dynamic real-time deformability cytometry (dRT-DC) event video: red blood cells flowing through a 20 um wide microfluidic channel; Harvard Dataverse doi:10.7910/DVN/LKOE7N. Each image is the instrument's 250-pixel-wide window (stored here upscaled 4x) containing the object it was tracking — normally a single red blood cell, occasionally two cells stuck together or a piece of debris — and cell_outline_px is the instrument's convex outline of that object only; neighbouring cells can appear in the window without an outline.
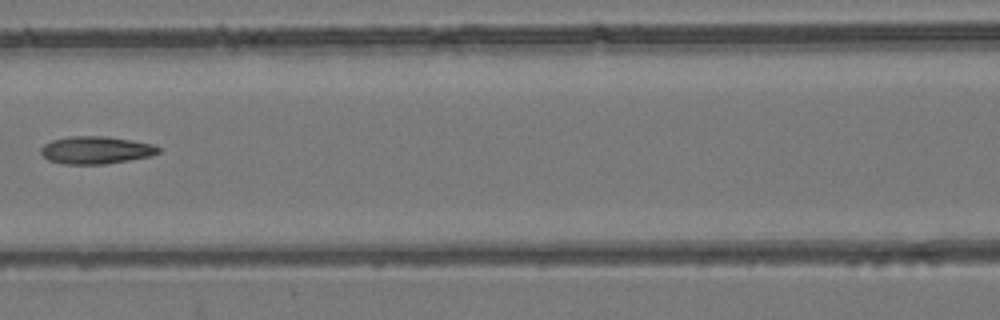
{"species": "common noctule bat (a hibernating species)", "species_latin": "Nyctalus noctula", "temperature_condition": "room temperature", "stored_images_in_passage": 7, "camera_frame_rate_fps": 3000, "um_per_image_px": 0.085, "animal": {"sex": "female", "body_mass_g": 24.6, "forearm_length_mm": 56.2}, "frame": {"image": 1, "passage_image": 6, "time_ms": 7.0, "image_size_px": [1000, 320], "cell_outline_px": [[160, 152], [152, 156], [104, 164], [64, 164], [48, 160], [40, 152], [40, 148], [44, 144], [52, 140], [68, 136], [104, 136], [132, 140], [152, 144], [160, 148]], "centroid_in_image_um": [8.14, 12.75], "position_along_channel_um": 158.5, "area_um2": 18.9}}
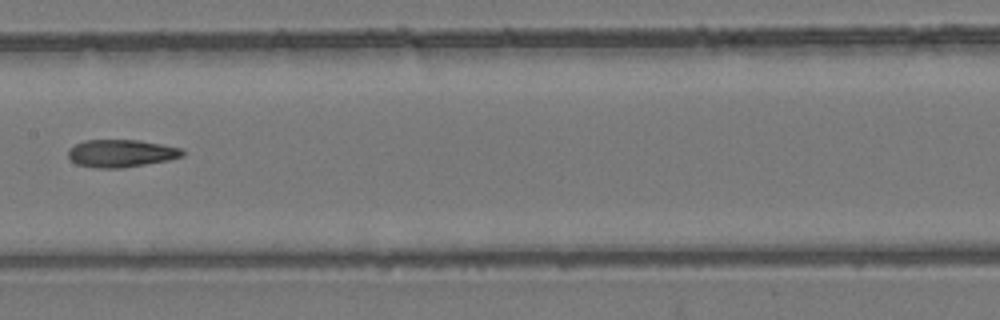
{"frame": {"image": 2, "passage_image": 7, "time_ms": 8.0, "image_size_px": [1000, 320], "cell_outline_px": [[184, 156], [168, 160], [120, 168], [96, 168], [76, 164], [68, 156], [68, 148], [84, 140], [140, 140], [180, 148], [184, 152]], "centroid_in_image_um": [10.27, 13.03], "position_along_channel_um": 197.1, "area_um2": 18.26}}